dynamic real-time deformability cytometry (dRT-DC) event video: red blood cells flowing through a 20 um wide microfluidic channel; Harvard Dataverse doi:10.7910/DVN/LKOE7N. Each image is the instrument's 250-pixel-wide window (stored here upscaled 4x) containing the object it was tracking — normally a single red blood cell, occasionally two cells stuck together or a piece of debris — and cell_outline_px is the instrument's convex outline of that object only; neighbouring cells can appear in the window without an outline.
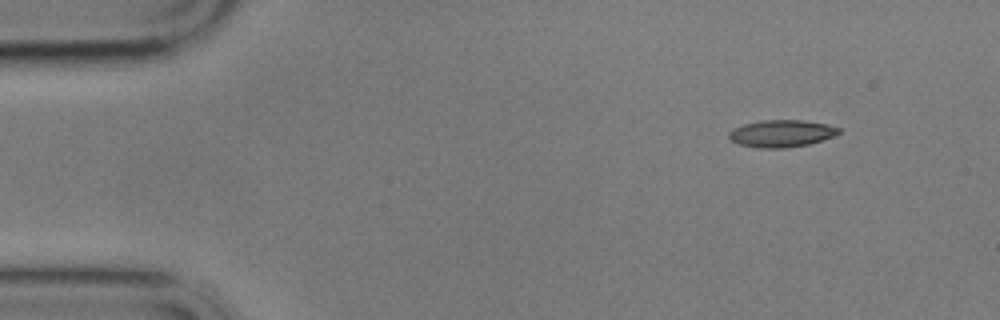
{"species": "common noctule bat (a hibernating species)", "species_latin": "Nyctalus noctula", "temperature_condition": "cold", "stored_images_in_passage": 4, "camera_frame_rate_fps": 3000, "um_per_image_px": 0.085, "animal": {"sex": "male", "body_mass_g": 17.9}, "frame": {"image": 1, "passage_image": 1, "time_ms": 0.0, "image_size_px": [1000, 320], "cell_outline_px": [[840, 132], [832, 136], [808, 144], [784, 148], [760, 148], [740, 144], [732, 140], [728, 136], [728, 132], [732, 128], [744, 124], [760, 120], [804, 120], [828, 124], [840, 128]], "centroid_in_image_um": [66.4, 11.33], "position_along_channel_um": 18.6, "area_um2": 17.28}}
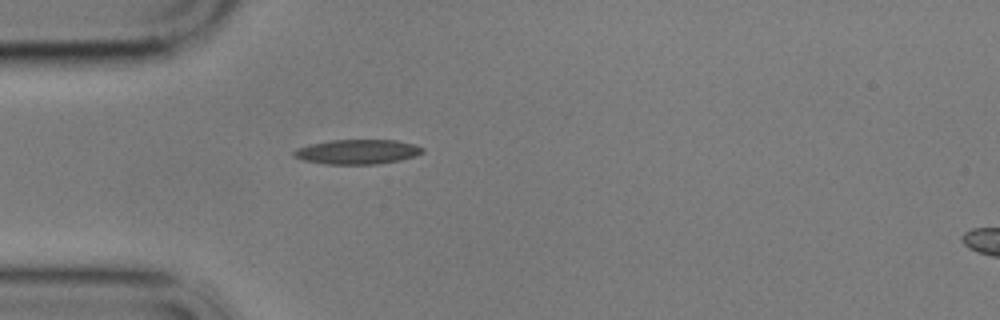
{"frame": {"image": 2, "passage_image": 4, "time_ms": 3.333, "image_size_px": [1000, 320], "cell_outline_px": [[424, 152], [400, 160], [376, 164], [324, 164], [304, 160], [292, 156], [292, 152], [296, 148], [312, 144], [332, 140], [396, 140], [412, 144], [424, 148]], "centroid_in_image_um": [30.34, 12.9], "position_along_channel_um": 54.7, "area_um2": 18.32}}